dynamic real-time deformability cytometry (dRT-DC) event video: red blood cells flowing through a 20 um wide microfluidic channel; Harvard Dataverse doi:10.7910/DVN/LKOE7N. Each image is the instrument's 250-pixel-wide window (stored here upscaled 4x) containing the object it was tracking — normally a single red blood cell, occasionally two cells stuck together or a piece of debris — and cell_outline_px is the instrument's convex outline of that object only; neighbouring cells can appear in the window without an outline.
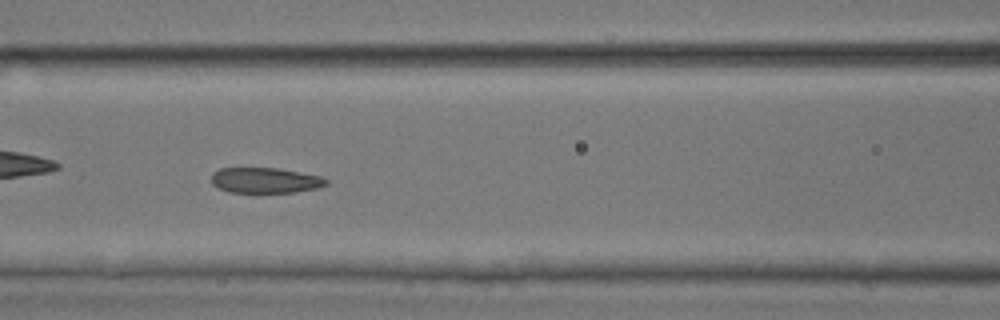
{"species": "common noctule bat (a hibernating species)", "species_latin": "Nyctalus noctula", "temperature_condition": "room temperature", "stored_images_in_passage": 50, "camera_frame_rate_fps": 3000, "um_per_image_px": 0.085, "animal": {"sex": "male", "body_mass_g": 17.9, "forearm_length_mm": 54.2}, "frame": {"image": 1, "passage_image": 22, "time_ms": 7.0, "image_size_px": [1000, 320], "cell_outline_px": [[328, 184], [316, 188], [292, 192], [228, 192], [212, 184], [212, 172], [220, 168], [276, 168], [320, 176], [328, 180]], "centroid_in_image_um": [22.51, 15.32], "position_along_channel_um": 144.1, "area_um2": 16.82}, "authors_computed_cell_mechanics": {"area_um2": 18.3515, "velocity_mm_per_s": 4.1434, "shape_relaxation_time_tau1_ms": 9.4366, "shape_relaxation_time_tau2_ms": 1.4982, "deformation_change_tau1": 0.1917, "deformation_change_tau2": 0.081}}